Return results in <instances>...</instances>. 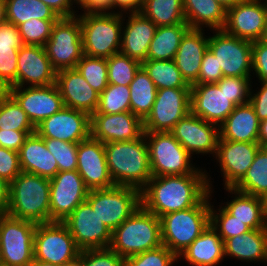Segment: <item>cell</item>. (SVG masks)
<instances>
[{
	"mask_svg": "<svg viewBox=\"0 0 267 266\" xmlns=\"http://www.w3.org/2000/svg\"><path fill=\"white\" fill-rule=\"evenodd\" d=\"M6 21L5 0H0V25Z\"/></svg>",
	"mask_w": 267,
	"mask_h": 266,
	"instance_id": "63",
	"label": "cell"
},
{
	"mask_svg": "<svg viewBox=\"0 0 267 266\" xmlns=\"http://www.w3.org/2000/svg\"><path fill=\"white\" fill-rule=\"evenodd\" d=\"M233 200L224 202L222 207L235 219L245 223L251 229H267V218L264 213L263 200L261 197L240 192L234 188H224Z\"/></svg>",
	"mask_w": 267,
	"mask_h": 266,
	"instance_id": "32",
	"label": "cell"
},
{
	"mask_svg": "<svg viewBox=\"0 0 267 266\" xmlns=\"http://www.w3.org/2000/svg\"><path fill=\"white\" fill-rule=\"evenodd\" d=\"M209 36L204 29L190 28L183 36L174 61L182 77L192 85L199 76L203 56L208 49Z\"/></svg>",
	"mask_w": 267,
	"mask_h": 266,
	"instance_id": "27",
	"label": "cell"
},
{
	"mask_svg": "<svg viewBox=\"0 0 267 266\" xmlns=\"http://www.w3.org/2000/svg\"><path fill=\"white\" fill-rule=\"evenodd\" d=\"M153 176L206 174L170 132H144ZM204 171V172H203Z\"/></svg>",
	"mask_w": 267,
	"mask_h": 266,
	"instance_id": "7",
	"label": "cell"
},
{
	"mask_svg": "<svg viewBox=\"0 0 267 266\" xmlns=\"http://www.w3.org/2000/svg\"><path fill=\"white\" fill-rule=\"evenodd\" d=\"M57 71L43 46L23 45L17 58V87L49 86L56 83Z\"/></svg>",
	"mask_w": 267,
	"mask_h": 266,
	"instance_id": "23",
	"label": "cell"
},
{
	"mask_svg": "<svg viewBox=\"0 0 267 266\" xmlns=\"http://www.w3.org/2000/svg\"><path fill=\"white\" fill-rule=\"evenodd\" d=\"M130 88L125 85L108 84L99 95V104L93 114H116L130 111Z\"/></svg>",
	"mask_w": 267,
	"mask_h": 266,
	"instance_id": "41",
	"label": "cell"
},
{
	"mask_svg": "<svg viewBox=\"0 0 267 266\" xmlns=\"http://www.w3.org/2000/svg\"><path fill=\"white\" fill-rule=\"evenodd\" d=\"M35 131L0 130V147L18 152L25 139Z\"/></svg>",
	"mask_w": 267,
	"mask_h": 266,
	"instance_id": "54",
	"label": "cell"
},
{
	"mask_svg": "<svg viewBox=\"0 0 267 266\" xmlns=\"http://www.w3.org/2000/svg\"><path fill=\"white\" fill-rule=\"evenodd\" d=\"M62 222L69 229L80 250L110 247L112 231L87 201L80 203Z\"/></svg>",
	"mask_w": 267,
	"mask_h": 266,
	"instance_id": "14",
	"label": "cell"
},
{
	"mask_svg": "<svg viewBox=\"0 0 267 266\" xmlns=\"http://www.w3.org/2000/svg\"><path fill=\"white\" fill-rule=\"evenodd\" d=\"M81 1H82V0H75V2H76L77 4H79Z\"/></svg>",
	"mask_w": 267,
	"mask_h": 266,
	"instance_id": "68",
	"label": "cell"
},
{
	"mask_svg": "<svg viewBox=\"0 0 267 266\" xmlns=\"http://www.w3.org/2000/svg\"><path fill=\"white\" fill-rule=\"evenodd\" d=\"M162 245L159 217L141 205L112 232L110 248L127 258Z\"/></svg>",
	"mask_w": 267,
	"mask_h": 266,
	"instance_id": "4",
	"label": "cell"
},
{
	"mask_svg": "<svg viewBox=\"0 0 267 266\" xmlns=\"http://www.w3.org/2000/svg\"><path fill=\"white\" fill-rule=\"evenodd\" d=\"M143 3L144 0H111V12H116L114 8L117 7V13L120 14L126 13L128 15V13L141 12Z\"/></svg>",
	"mask_w": 267,
	"mask_h": 266,
	"instance_id": "57",
	"label": "cell"
},
{
	"mask_svg": "<svg viewBox=\"0 0 267 266\" xmlns=\"http://www.w3.org/2000/svg\"><path fill=\"white\" fill-rule=\"evenodd\" d=\"M86 201L113 232L141 206V191L134 187L114 185L89 191Z\"/></svg>",
	"mask_w": 267,
	"mask_h": 266,
	"instance_id": "8",
	"label": "cell"
},
{
	"mask_svg": "<svg viewBox=\"0 0 267 266\" xmlns=\"http://www.w3.org/2000/svg\"><path fill=\"white\" fill-rule=\"evenodd\" d=\"M77 16L81 23L84 55L107 59L120 51L122 25L126 19L123 14L83 12Z\"/></svg>",
	"mask_w": 267,
	"mask_h": 266,
	"instance_id": "6",
	"label": "cell"
},
{
	"mask_svg": "<svg viewBox=\"0 0 267 266\" xmlns=\"http://www.w3.org/2000/svg\"><path fill=\"white\" fill-rule=\"evenodd\" d=\"M175 139L192 156L217 152L219 126L207 122L191 112L182 118L170 131Z\"/></svg>",
	"mask_w": 267,
	"mask_h": 266,
	"instance_id": "18",
	"label": "cell"
},
{
	"mask_svg": "<svg viewBox=\"0 0 267 266\" xmlns=\"http://www.w3.org/2000/svg\"><path fill=\"white\" fill-rule=\"evenodd\" d=\"M49 6L60 18H68L77 16L76 11L73 9V3L78 5L75 0H41Z\"/></svg>",
	"mask_w": 267,
	"mask_h": 266,
	"instance_id": "56",
	"label": "cell"
},
{
	"mask_svg": "<svg viewBox=\"0 0 267 266\" xmlns=\"http://www.w3.org/2000/svg\"><path fill=\"white\" fill-rule=\"evenodd\" d=\"M128 14V19L123 22L126 23V26L122 25L119 52L142 64L147 60L150 42L155 35L157 26L142 12Z\"/></svg>",
	"mask_w": 267,
	"mask_h": 266,
	"instance_id": "26",
	"label": "cell"
},
{
	"mask_svg": "<svg viewBox=\"0 0 267 266\" xmlns=\"http://www.w3.org/2000/svg\"><path fill=\"white\" fill-rule=\"evenodd\" d=\"M63 266H82V262L79 258H77L75 261L67 263Z\"/></svg>",
	"mask_w": 267,
	"mask_h": 266,
	"instance_id": "65",
	"label": "cell"
},
{
	"mask_svg": "<svg viewBox=\"0 0 267 266\" xmlns=\"http://www.w3.org/2000/svg\"><path fill=\"white\" fill-rule=\"evenodd\" d=\"M252 72L258 81H267V43L262 39L252 42Z\"/></svg>",
	"mask_w": 267,
	"mask_h": 266,
	"instance_id": "53",
	"label": "cell"
},
{
	"mask_svg": "<svg viewBox=\"0 0 267 266\" xmlns=\"http://www.w3.org/2000/svg\"><path fill=\"white\" fill-rule=\"evenodd\" d=\"M251 77L224 76L216 84L223 89L230 101L235 105L249 102Z\"/></svg>",
	"mask_w": 267,
	"mask_h": 266,
	"instance_id": "49",
	"label": "cell"
},
{
	"mask_svg": "<svg viewBox=\"0 0 267 266\" xmlns=\"http://www.w3.org/2000/svg\"><path fill=\"white\" fill-rule=\"evenodd\" d=\"M266 24L267 0H247L226 9L223 30L232 36L254 42L263 39Z\"/></svg>",
	"mask_w": 267,
	"mask_h": 266,
	"instance_id": "15",
	"label": "cell"
},
{
	"mask_svg": "<svg viewBox=\"0 0 267 266\" xmlns=\"http://www.w3.org/2000/svg\"><path fill=\"white\" fill-rule=\"evenodd\" d=\"M210 191L196 206L159 217L164 246L177 256L210 224Z\"/></svg>",
	"mask_w": 267,
	"mask_h": 266,
	"instance_id": "5",
	"label": "cell"
},
{
	"mask_svg": "<svg viewBox=\"0 0 267 266\" xmlns=\"http://www.w3.org/2000/svg\"><path fill=\"white\" fill-rule=\"evenodd\" d=\"M35 132L44 139L79 143L91 135V116L64 106L35 127Z\"/></svg>",
	"mask_w": 267,
	"mask_h": 266,
	"instance_id": "17",
	"label": "cell"
},
{
	"mask_svg": "<svg viewBox=\"0 0 267 266\" xmlns=\"http://www.w3.org/2000/svg\"><path fill=\"white\" fill-rule=\"evenodd\" d=\"M6 21L17 27L30 19L58 20L60 17L41 0H5Z\"/></svg>",
	"mask_w": 267,
	"mask_h": 266,
	"instance_id": "37",
	"label": "cell"
},
{
	"mask_svg": "<svg viewBox=\"0 0 267 266\" xmlns=\"http://www.w3.org/2000/svg\"><path fill=\"white\" fill-rule=\"evenodd\" d=\"M224 256L241 261L267 262V229H252L228 238L224 242Z\"/></svg>",
	"mask_w": 267,
	"mask_h": 266,
	"instance_id": "31",
	"label": "cell"
},
{
	"mask_svg": "<svg viewBox=\"0 0 267 266\" xmlns=\"http://www.w3.org/2000/svg\"><path fill=\"white\" fill-rule=\"evenodd\" d=\"M185 20L192 29L222 30L226 8L216 0H183Z\"/></svg>",
	"mask_w": 267,
	"mask_h": 266,
	"instance_id": "33",
	"label": "cell"
},
{
	"mask_svg": "<svg viewBox=\"0 0 267 266\" xmlns=\"http://www.w3.org/2000/svg\"><path fill=\"white\" fill-rule=\"evenodd\" d=\"M141 66L148 73L157 89L191 88V85L182 77L174 60L147 59Z\"/></svg>",
	"mask_w": 267,
	"mask_h": 266,
	"instance_id": "40",
	"label": "cell"
},
{
	"mask_svg": "<svg viewBox=\"0 0 267 266\" xmlns=\"http://www.w3.org/2000/svg\"><path fill=\"white\" fill-rule=\"evenodd\" d=\"M11 94V85L0 77V105Z\"/></svg>",
	"mask_w": 267,
	"mask_h": 266,
	"instance_id": "61",
	"label": "cell"
},
{
	"mask_svg": "<svg viewBox=\"0 0 267 266\" xmlns=\"http://www.w3.org/2000/svg\"><path fill=\"white\" fill-rule=\"evenodd\" d=\"M37 223L0 215V262L9 266H29L34 260Z\"/></svg>",
	"mask_w": 267,
	"mask_h": 266,
	"instance_id": "9",
	"label": "cell"
},
{
	"mask_svg": "<svg viewBox=\"0 0 267 266\" xmlns=\"http://www.w3.org/2000/svg\"><path fill=\"white\" fill-rule=\"evenodd\" d=\"M260 89L250 90L249 103L253 106L259 121L267 119V81H259ZM255 93H254V92Z\"/></svg>",
	"mask_w": 267,
	"mask_h": 266,
	"instance_id": "55",
	"label": "cell"
},
{
	"mask_svg": "<svg viewBox=\"0 0 267 266\" xmlns=\"http://www.w3.org/2000/svg\"><path fill=\"white\" fill-rule=\"evenodd\" d=\"M76 69L99 94L108 86L107 59L83 55Z\"/></svg>",
	"mask_w": 267,
	"mask_h": 266,
	"instance_id": "43",
	"label": "cell"
},
{
	"mask_svg": "<svg viewBox=\"0 0 267 266\" xmlns=\"http://www.w3.org/2000/svg\"><path fill=\"white\" fill-rule=\"evenodd\" d=\"M207 174L152 176L141 190V205L157 217L196 206L210 191Z\"/></svg>",
	"mask_w": 267,
	"mask_h": 266,
	"instance_id": "1",
	"label": "cell"
},
{
	"mask_svg": "<svg viewBox=\"0 0 267 266\" xmlns=\"http://www.w3.org/2000/svg\"><path fill=\"white\" fill-rule=\"evenodd\" d=\"M21 172L18 152L0 147V177L11 183Z\"/></svg>",
	"mask_w": 267,
	"mask_h": 266,
	"instance_id": "52",
	"label": "cell"
},
{
	"mask_svg": "<svg viewBox=\"0 0 267 266\" xmlns=\"http://www.w3.org/2000/svg\"><path fill=\"white\" fill-rule=\"evenodd\" d=\"M143 134V120L131 111L91 115V136L102 143L136 140Z\"/></svg>",
	"mask_w": 267,
	"mask_h": 266,
	"instance_id": "22",
	"label": "cell"
},
{
	"mask_svg": "<svg viewBox=\"0 0 267 266\" xmlns=\"http://www.w3.org/2000/svg\"><path fill=\"white\" fill-rule=\"evenodd\" d=\"M104 148L114 184L141 191L153 176L145 135L136 140L104 143Z\"/></svg>",
	"mask_w": 267,
	"mask_h": 266,
	"instance_id": "2",
	"label": "cell"
},
{
	"mask_svg": "<svg viewBox=\"0 0 267 266\" xmlns=\"http://www.w3.org/2000/svg\"><path fill=\"white\" fill-rule=\"evenodd\" d=\"M189 29L187 22L158 26L150 42L147 59L174 60L181 40Z\"/></svg>",
	"mask_w": 267,
	"mask_h": 266,
	"instance_id": "35",
	"label": "cell"
},
{
	"mask_svg": "<svg viewBox=\"0 0 267 266\" xmlns=\"http://www.w3.org/2000/svg\"><path fill=\"white\" fill-rule=\"evenodd\" d=\"M88 192L77 170L58 171L50 179V222L65 220L86 201Z\"/></svg>",
	"mask_w": 267,
	"mask_h": 266,
	"instance_id": "16",
	"label": "cell"
},
{
	"mask_svg": "<svg viewBox=\"0 0 267 266\" xmlns=\"http://www.w3.org/2000/svg\"><path fill=\"white\" fill-rule=\"evenodd\" d=\"M7 214L37 224L50 222V179L22 171L10 183Z\"/></svg>",
	"mask_w": 267,
	"mask_h": 266,
	"instance_id": "3",
	"label": "cell"
},
{
	"mask_svg": "<svg viewBox=\"0 0 267 266\" xmlns=\"http://www.w3.org/2000/svg\"><path fill=\"white\" fill-rule=\"evenodd\" d=\"M57 20L30 19L18 26L24 45L45 46Z\"/></svg>",
	"mask_w": 267,
	"mask_h": 266,
	"instance_id": "46",
	"label": "cell"
},
{
	"mask_svg": "<svg viewBox=\"0 0 267 266\" xmlns=\"http://www.w3.org/2000/svg\"><path fill=\"white\" fill-rule=\"evenodd\" d=\"M263 41H265L267 43V24H266V30H265V34L263 36Z\"/></svg>",
	"mask_w": 267,
	"mask_h": 266,
	"instance_id": "67",
	"label": "cell"
},
{
	"mask_svg": "<svg viewBox=\"0 0 267 266\" xmlns=\"http://www.w3.org/2000/svg\"><path fill=\"white\" fill-rule=\"evenodd\" d=\"M77 171L89 191L115 185L107 166L104 143L91 135L78 143Z\"/></svg>",
	"mask_w": 267,
	"mask_h": 266,
	"instance_id": "20",
	"label": "cell"
},
{
	"mask_svg": "<svg viewBox=\"0 0 267 266\" xmlns=\"http://www.w3.org/2000/svg\"><path fill=\"white\" fill-rule=\"evenodd\" d=\"M141 12L157 27L186 22L183 0H144Z\"/></svg>",
	"mask_w": 267,
	"mask_h": 266,
	"instance_id": "39",
	"label": "cell"
},
{
	"mask_svg": "<svg viewBox=\"0 0 267 266\" xmlns=\"http://www.w3.org/2000/svg\"><path fill=\"white\" fill-rule=\"evenodd\" d=\"M260 147L259 143L219 138L215 159L219 162L225 188H233L244 177Z\"/></svg>",
	"mask_w": 267,
	"mask_h": 266,
	"instance_id": "21",
	"label": "cell"
},
{
	"mask_svg": "<svg viewBox=\"0 0 267 266\" xmlns=\"http://www.w3.org/2000/svg\"><path fill=\"white\" fill-rule=\"evenodd\" d=\"M223 76L222 69L218 66L216 57L207 49L200 66L198 79L193 84L217 83Z\"/></svg>",
	"mask_w": 267,
	"mask_h": 266,
	"instance_id": "51",
	"label": "cell"
},
{
	"mask_svg": "<svg viewBox=\"0 0 267 266\" xmlns=\"http://www.w3.org/2000/svg\"><path fill=\"white\" fill-rule=\"evenodd\" d=\"M19 29L5 21L0 25V77L17 87V58L23 46Z\"/></svg>",
	"mask_w": 267,
	"mask_h": 266,
	"instance_id": "34",
	"label": "cell"
},
{
	"mask_svg": "<svg viewBox=\"0 0 267 266\" xmlns=\"http://www.w3.org/2000/svg\"><path fill=\"white\" fill-rule=\"evenodd\" d=\"M192 266H218L225 258L224 241L217 230L209 224L208 227L178 256Z\"/></svg>",
	"mask_w": 267,
	"mask_h": 266,
	"instance_id": "30",
	"label": "cell"
},
{
	"mask_svg": "<svg viewBox=\"0 0 267 266\" xmlns=\"http://www.w3.org/2000/svg\"><path fill=\"white\" fill-rule=\"evenodd\" d=\"M218 211L214 205L210 206V224L217 230L218 235L225 242L228 238L247 233L252 230L245 223L235 219L221 205Z\"/></svg>",
	"mask_w": 267,
	"mask_h": 266,
	"instance_id": "45",
	"label": "cell"
},
{
	"mask_svg": "<svg viewBox=\"0 0 267 266\" xmlns=\"http://www.w3.org/2000/svg\"><path fill=\"white\" fill-rule=\"evenodd\" d=\"M78 258L82 266H125V258L110 247L81 250Z\"/></svg>",
	"mask_w": 267,
	"mask_h": 266,
	"instance_id": "50",
	"label": "cell"
},
{
	"mask_svg": "<svg viewBox=\"0 0 267 266\" xmlns=\"http://www.w3.org/2000/svg\"><path fill=\"white\" fill-rule=\"evenodd\" d=\"M0 130L35 131L26 113L11 95L0 105Z\"/></svg>",
	"mask_w": 267,
	"mask_h": 266,
	"instance_id": "44",
	"label": "cell"
},
{
	"mask_svg": "<svg viewBox=\"0 0 267 266\" xmlns=\"http://www.w3.org/2000/svg\"><path fill=\"white\" fill-rule=\"evenodd\" d=\"M25 87H11L10 95L20 105L34 127L64 107L56 83L49 86L26 85Z\"/></svg>",
	"mask_w": 267,
	"mask_h": 266,
	"instance_id": "19",
	"label": "cell"
},
{
	"mask_svg": "<svg viewBox=\"0 0 267 266\" xmlns=\"http://www.w3.org/2000/svg\"><path fill=\"white\" fill-rule=\"evenodd\" d=\"M10 183L0 177V215L7 214Z\"/></svg>",
	"mask_w": 267,
	"mask_h": 266,
	"instance_id": "59",
	"label": "cell"
},
{
	"mask_svg": "<svg viewBox=\"0 0 267 266\" xmlns=\"http://www.w3.org/2000/svg\"><path fill=\"white\" fill-rule=\"evenodd\" d=\"M233 188L261 198L267 193V147H260L244 177Z\"/></svg>",
	"mask_w": 267,
	"mask_h": 266,
	"instance_id": "38",
	"label": "cell"
},
{
	"mask_svg": "<svg viewBox=\"0 0 267 266\" xmlns=\"http://www.w3.org/2000/svg\"><path fill=\"white\" fill-rule=\"evenodd\" d=\"M141 63L118 52L107 58L108 84L129 86Z\"/></svg>",
	"mask_w": 267,
	"mask_h": 266,
	"instance_id": "42",
	"label": "cell"
},
{
	"mask_svg": "<svg viewBox=\"0 0 267 266\" xmlns=\"http://www.w3.org/2000/svg\"><path fill=\"white\" fill-rule=\"evenodd\" d=\"M29 266H61V265L34 259L33 262Z\"/></svg>",
	"mask_w": 267,
	"mask_h": 266,
	"instance_id": "64",
	"label": "cell"
},
{
	"mask_svg": "<svg viewBox=\"0 0 267 266\" xmlns=\"http://www.w3.org/2000/svg\"><path fill=\"white\" fill-rule=\"evenodd\" d=\"M0 266H9V265H6V264H3V263L0 262Z\"/></svg>",
	"mask_w": 267,
	"mask_h": 266,
	"instance_id": "69",
	"label": "cell"
},
{
	"mask_svg": "<svg viewBox=\"0 0 267 266\" xmlns=\"http://www.w3.org/2000/svg\"><path fill=\"white\" fill-rule=\"evenodd\" d=\"M34 259L65 265L80 253L67 226L60 221L38 223L34 234Z\"/></svg>",
	"mask_w": 267,
	"mask_h": 266,
	"instance_id": "11",
	"label": "cell"
},
{
	"mask_svg": "<svg viewBox=\"0 0 267 266\" xmlns=\"http://www.w3.org/2000/svg\"><path fill=\"white\" fill-rule=\"evenodd\" d=\"M259 123L253 106L237 105L219 126V138L235 142L258 143Z\"/></svg>",
	"mask_w": 267,
	"mask_h": 266,
	"instance_id": "29",
	"label": "cell"
},
{
	"mask_svg": "<svg viewBox=\"0 0 267 266\" xmlns=\"http://www.w3.org/2000/svg\"><path fill=\"white\" fill-rule=\"evenodd\" d=\"M263 206H264V213L267 218V193L262 197Z\"/></svg>",
	"mask_w": 267,
	"mask_h": 266,
	"instance_id": "66",
	"label": "cell"
},
{
	"mask_svg": "<svg viewBox=\"0 0 267 266\" xmlns=\"http://www.w3.org/2000/svg\"><path fill=\"white\" fill-rule=\"evenodd\" d=\"M56 85L65 107L85 112L89 116L96 112L100 94L88 84L76 68L58 71Z\"/></svg>",
	"mask_w": 267,
	"mask_h": 266,
	"instance_id": "25",
	"label": "cell"
},
{
	"mask_svg": "<svg viewBox=\"0 0 267 266\" xmlns=\"http://www.w3.org/2000/svg\"><path fill=\"white\" fill-rule=\"evenodd\" d=\"M218 1L220 4H222L226 9L229 7H232L233 5L239 3V2H244L247 0H216Z\"/></svg>",
	"mask_w": 267,
	"mask_h": 266,
	"instance_id": "62",
	"label": "cell"
},
{
	"mask_svg": "<svg viewBox=\"0 0 267 266\" xmlns=\"http://www.w3.org/2000/svg\"><path fill=\"white\" fill-rule=\"evenodd\" d=\"M191 112V88L157 89L151 112L143 120L144 132H170Z\"/></svg>",
	"mask_w": 267,
	"mask_h": 266,
	"instance_id": "12",
	"label": "cell"
},
{
	"mask_svg": "<svg viewBox=\"0 0 267 266\" xmlns=\"http://www.w3.org/2000/svg\"><path fill=\"white\" fill-rule=\"evenodd\" d=\"M209 36L208 49L216 57L223 76L251 77L252 42L214 30Z\"/></svg>",
	"mask_w": 267,
	"mask_h": 266,
	"instance_id": "13",
	"label": "cell"
},
{
	"mask_svg": "<svg viewBox=\"0 0 267 266\" xmlns=\"http://www.w3.org/2000/svg\"><path fill=\"white\" fill-rule=\"evenodd\" d=\"M18 154L23 172L51 179L59 171L57 161L48 151L44 138L36 132L25 139Z\"/></svg>",
	"mask_w": 267,
	"mask_h": 266,
	"instance_id": "28",
	"label": "cell"
},
{
	"mask_svg": "<svg viewBox=\"0 0 267 266\" xmlns=\"http://www.w3.org/2000/svg\"><path fill=\"white\" fill-rule=\"evenodd\" d=\"M236 106L216 83L191 85V113L220 126Z\"/></svg>",
	"mask_w": 267,
	"mask_h": 266,
	"instance_id": "24",
	"label": "cell"
},
{
	"mask_svg": "<svg viewBox=\"0 0 267 266\" xmlns=\"http://www.w3.org/2000/svg\"><path fill=\"white\" fill-rule=\"evenodd\" d=\"M178 256L162 245L125 258V266H173Z\"/></svg>",
	"mask_w": 267,
	"mask_h": 266,
	"instance_id": "47",
	"label": "cell"
},
{
	"mask_svg": "<svg viewBox=\"0 0 267 266\" xmlns=\"http://www.w3.org/2000/svg\"><path fill=\"white\" fill-rule=\"evenodd\" d=\"M44 48L57 72L76 68L84 55L79 17L59 18L54 23Z\"/></svg>",
	"mask_w": 267,
	"mask_h": 266,
	"instance_id": "10",
	"label": "cell"
},
{
	"mask_svg": "<svg viewBox=\"0 0 267 266\" xmlns=\"http://www.w3.org/2000/svg\"><path fill=\"white\" fill-rule=\"evenodd\" d=\"M258 143L261 147H267V119L259 123Z\"/></svg>",
	"mask_w": 267,
	"mask_h": 266,
	"instance_id": "60",
	"label": "cell"
},
{
	"mask_svg": "<svg viewBox=\"0 0 267 266\" xmlns=\"http://www.w3.org/2000/svg\"><path fill=\"white\" fill-rule=\"evenodd\" d=\"M130 88V111L144 120L151 112L156 99L157 87L141 66L136 72Z\"/></svg>",
	"mask_w": 267,
	"mask_h": 266,
	"instance_id": "36",
	"label": "cell"
},
{
	"mask_svg": "<svg viewBox=\"0 0 267 266\" xmlns=\"http://www.w3.org/2000/svg\"><path fill=\"white\" fill-rule=\"evenodd\" d=\"M78 7L84 12H111V0H82Z\"/></svg>",
	"mask_w": 267,
	"mask_h": 266,
	"instance_id": "58",
	"label": "cell"
},
{
	"mask_svg": "<svg viewBox=\"0 0 267 266\" xmlns=\"http://www.w3.org/2000/svg\"><path fill=\"white\" fill-rule=\"evenodd\" d=\"M48 151L57 161L59 171L77 170L78 143L58 139H44Z\"/></svg>",
	"mask_w": 267,
	"mask_h": 266,
	"instance_id": "48",
	"label": "cell"
}]
</instances>
